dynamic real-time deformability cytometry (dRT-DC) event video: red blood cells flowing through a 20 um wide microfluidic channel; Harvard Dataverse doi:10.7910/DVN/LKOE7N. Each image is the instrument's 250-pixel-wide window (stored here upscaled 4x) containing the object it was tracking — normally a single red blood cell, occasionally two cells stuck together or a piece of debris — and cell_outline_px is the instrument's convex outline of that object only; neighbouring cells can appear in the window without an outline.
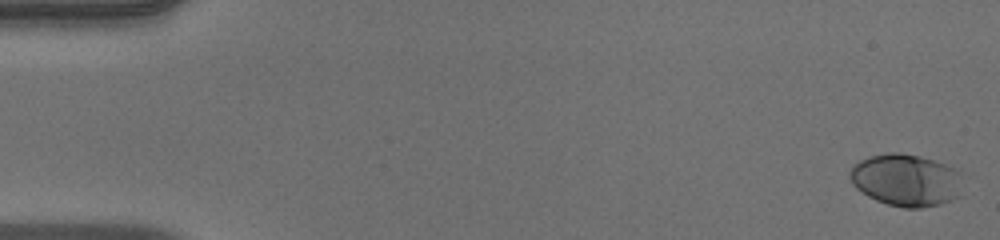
{"species": "human", "species_latin": "Homo sapiens", "temperature_condition": "warm", "stored_images_in_passage": 52, "camera_frame_rate_fps": 3000, "um_per_image_px": 0.085, "donor": {"sex": "male"}, "frame": {"image": 1, "passage_image": 1, "time_ms": 0.0, "image_size_px": [1000, 240], "cell_outline_px": [[960, 196], [952, 200], [940, 204], [920, 208], [904, 208], [888, 204], [876, 200], [868, 196], [856, 188], [852, 184], [848, 176], [848, 172], [860, 160], [868, 156], [888, 152], [900, 152], [920, 156], [956, 168], [960, 172]], "centroid_in_image_um": [76.99, 15.3], "position_along_channel_um": 8.0, "area_um2": 34.51}}
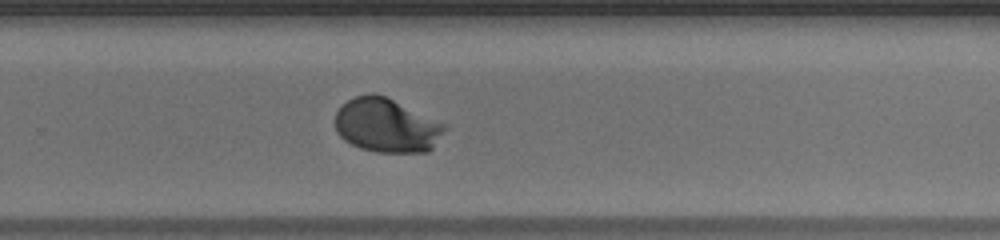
{"frame": {"image": 2, "passage_image": 35, "time_ms": 11.333, "image_size_px": [1000, 240], "cell_outline_px": [[448, 128], [432, 148], [428, 152], [376, 152], [360, 148], [344, 140], [336, 132], [336, 112], [348, 100], [356, 96], [372, 92], [376, 92], [448, 124]], "centroid_in_image_um": [32.89, 10.66], "position_along_channel_um": 296.9, "area_um2": 34.68}}
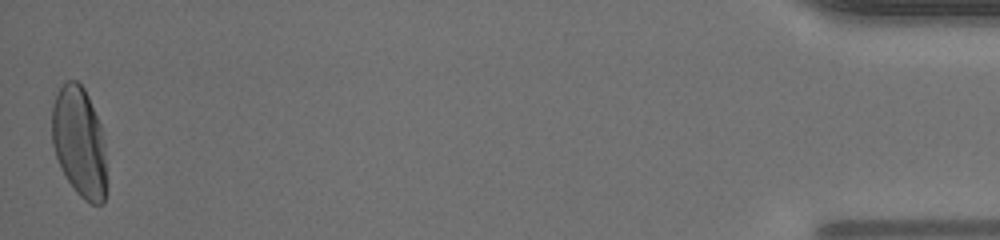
{"frame": {"image": 3, "passage_image": 52, "time_ms": 17.0, "image_size_px": [1000, 240], "cell_outline_px": [[104, 204], [92, 204], [84, 200], [76, 192], [68, 180], [56, 156], [52, 144], [52, 104], [60, 88], [68, 80], [76, 80], [84, 88], [88, 96], [100, 124], [104, 140]], "centroid_in_image_um": [6.72, 12.05], "position_along_channel_um": 428.5, "area_um2": 34.45}, "authors_computed_cell_mechanics": {"area_um2": 33.1772, "velocity_mm_per_s": 3.9534, "shape_relaxation_time_tau1_ms": 2.8794, "shape_relaxation_time_tau2_ms": null, "deformation_change_tau1": 0.1946, "deformation_change_tau2": null}}